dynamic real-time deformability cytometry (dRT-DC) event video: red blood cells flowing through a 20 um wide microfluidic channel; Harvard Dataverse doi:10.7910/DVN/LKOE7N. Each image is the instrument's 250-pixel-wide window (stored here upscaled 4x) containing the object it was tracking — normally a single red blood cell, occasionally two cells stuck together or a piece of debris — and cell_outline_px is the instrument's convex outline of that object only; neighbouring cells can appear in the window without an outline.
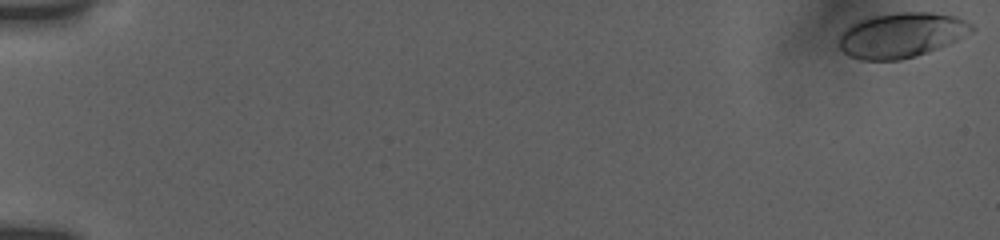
{"species": "human", "species_latin": "Homo sapiens", "temperature_condition": "room temperature", "stored_images_in_passage": 13, "camera_frame_rate_fps": 3000, "um_per_image_px": 0.085, "donor": {"sex": "female"}, "frame": {"image": 1, "passage_image": 1, "time_ms": 0.0, "image_size_px": [1000, 240], "cell_outline_px": [[976, 28], [972, 32], [948, 44], [928, 52], [916, 56], [900, 60], [860, 60], [848, 56], [840, 48], [840, 32], [844, 28], [860, 20], [872, 16], [896, 12], [932, 12], [956, 16], [972, 24]], "centroid_in_image_um": [76.62, 2.98], "position_along_channel_um": 8.4, "area_um2": 34.91}}
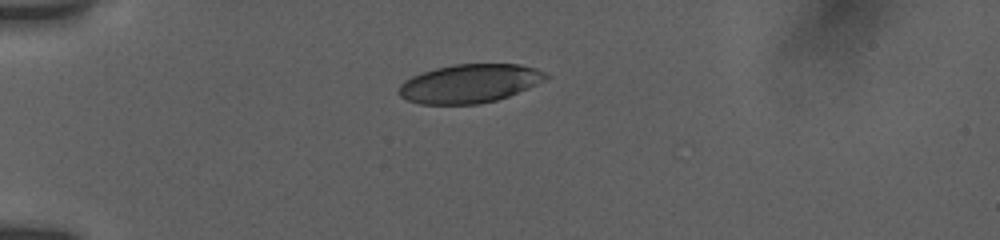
{"frame": {"image": 2, "passage_image": 10, "time_ms": 5.0, "image_size_px": [1000, 240], "cell_outline_px": [[548, 76], [544, 80], [536, 84], [508, 96], [496, 100], [480, 104], [420, 104], [408, 100], [400, 96], [396, 92], [400, 84], [404, 80], [412, 76], [436, 68], [456, 64], [520, 64], [536, 68], [544, 72]], "centroid_in_image_um": [39.87, 7.1], "position_along_channel_um": 45.1, "area_um2": 32.95}}
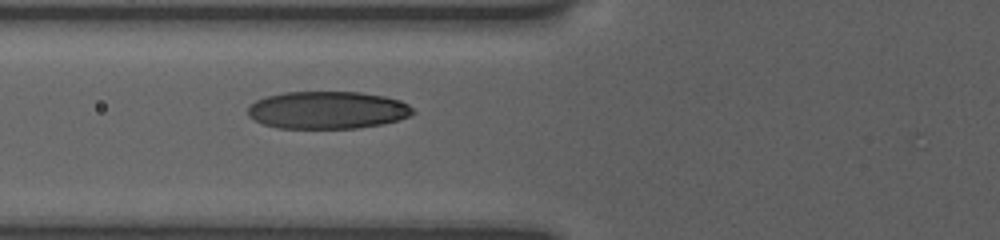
{"frame": {"image": 3, "passage_image": 13, "time_ms": 7.333, "image_size_px": [1000, 240], "cell_outline_px": [[416, 112], [400, 120], [384, 124], [356, 128], [276, 128], [264, 124], [248, 116], [248, 108], [256, 100], [264, 96], [284, 92], [360, 92], [384, 96], [400, 100], [408, 104]], "centroid_in_image_um": [27.85, 9.35], "position_along_channel_um": 98.0, "area_um2": 36.24}}